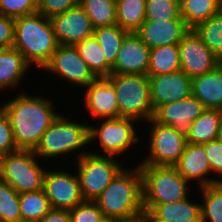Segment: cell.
Masks as SVG:
<instances>
[{"instance_id": "obj_1", "label": "cell", "mask_w": 222, "mask_h": 222, "mask_svg": "<svg viewBox=\"0 0 222 222\" xmlns=\"http://www.w3.org/2000/svg\"><path fill=\"white\" fill-rule=\"evenodd\" d=\"M54 104L41 96L30 97L20 93L0 108L8 116L17 149L34 150L43 133L59 117Z\"/></svg>"}, {"instance_id": "obj_2", "label": "cell", "mask_w": 222, "mask_h": 222, "mask_svg": "<svg viewBox=\"0 0 222 222\" xmlns=\"http://www.w3.org/2000/svg\"><path fill=\"white\" fill-rule=\"evenodd\" d=\"M50 19L40 13L15 18L14 44L31 65L43 69L58 47Z\"/></svg>"}, {"instance_id": "obj_3", "label": "cell", "mask_w": 222, "mask_h": 222, "mask_svg": "<svg viewBox=\"0 0 222 222\" xmlns=\"http://www.w3.org/2000/svg\"><path fill=\"white\" fill-rule=\"evenodd\" d=\"M103 216L130 218L143 211L142 173L139 165L122 169L95 200Z\"/></svg>"}, {"instance_id": "obj_4", "label": "cell", "mask_w": 222, "mask_h": 222, "mask_svg": "<svg viewBox=\"0 0 222 222\" xmlns=\"http://www.w3.org/2000/svg\"><path fill=\"white\" fill-rule=\"evenodd\" d=\"M142 173L143 209L187 198V183L175 167L139 165Z\"/></svg>"}, {"instance_id": "obj_5", "label": "cell", "mask_w": 222, "mask_h": 222, "mask_svg": "<svg viewBox=\"0 0 222 222\" xmlns=\"http://www.w3.org/2000/svg\"><path fill=\"white\" fill-rule=\"evenodd\" d=\"M107 79L116 90L119 117L146 121L153 117L148 75L111 73Z\"/></svg>"}, {"instance_id": "obj_6", "label": "cell", "mask_w": 222, "mask_h": 222, "mask_svg": "<svg viewBox=\"0 0 222 222\" xmlns=\"http://www.w3.org/2000/svg\"><path fill=\"white\" fill-rule=\"evenodd\" d=\"M36 156L34 150L18 149L0 157V179L18 193L43 189L46 170L35 161Z\"/></svg>"}, {"instance_id": "obj_7", "label": "cell", "mask_w": 222, "mask_h": 222, "mask_svg": "<svg viewBox=\"0 0 222 222\" xmlns=\"http://www.w3.org/2000/svg\"><path fill=\"white\" fill-rule=\"evenodd\" d=\"M59 115L43 133L40 143L34 149L37 157L50 158L80 149L89 143L88 128Z\"/></svg>"}, {"instance_id": "obj_8", "label": "cell", "mask_w": 222, "mask_h": 222, "mask_svg": "<svg viewBox=\"0 0 222 222\" xmlns=\"http://www.w3.org/2000/svg\"><path fill=\"white\" fill-rule=\"evenodd\" d=\"M82 152L77 160L81 194L84 200L95 201L123 168L112 156Z\"/></svg>"}, {"instance_id": "obj_9", "label": "cell", "mask_w": 222, "mask_h": 222, "mask_svg": "<svg viewBox=\"0 0 222 222\" xmlns=\"http://www.w3.org/2000/svg\"><path fill=\"white\" fill-rule=\"evenodd\" d=\"M150 130L149 157L139 165L174 167L187 145V138L179 134L174 127L162 125L152 118Z\"/></svg>"}, {"instance_id": "obj_10", "label": "cell", "mask_w": 222, "mask_h": 222, "mask_svg": "<svg viewBox=\"0 0 222 222\" xmlns=\"http://www.w3.org/2000/svg\"><path fill=\"white\" fill-rule=\"evenodd\" d=\"M134 121L132 118L117 117L106 119L100 128L89 125V143L98 138L106 156L119 155L139 141Z\"/></svg>"}, {"instance_id": "obj_11", "label": "cell", "mask_w": 222, "mask_h": 222, "mask_svg": "<svg viewBox=\"0 0 222 222\" xmlns=\"http://www.w3.org/2000/svg\"><path fill=\"white\" fill-rule=\"evenodd\" d=\"M181 71L191 79L212 71L221 61L202 42L194 29H190L178 43Z\"/></svg>"}, {"instance_id": "obj_12", "label": "cell", "mask_w": 222, "mask_h": 222, "mask_svg": "<svg viewBox=\"0 0 222 222\" xmlns=\"http://www.w3.org/2000/svg\"><path fill=\"white\" fill-rule=\"evenodd\" d=\"M85 88L97 77L73 45L59 44L50 62L43 68Z\"/></svg>"}, {"instance_id": "obj_13", "label": "cell", "mask_w": 222, "mask_h": 222, "mask_svg": "<svg viewBox=\"0 0 222 222\" xmlns=\"http://www.w3.org/2000/svg\"><path fill=\"white\" fill-rule=\"evenodd\" d=\"M43 189L51 208L71 210L84 201L78 175L63 171H46Z\"/></svg>"}, {"instance_id": "obj_14", "label": "cell", "mask_w": 222, "mask_h": 222, "mask_svg": "<svg viewBox=\"0 0 222 222\" xmlns=\"http://www.w3.org/2000/svg\"><path fill=\"white\" fill-rule=\"evenodd\" d=\"M205 110L201 101L193 95L171 103L159 106L152 119L162 125L172 126L186 138L190 134L194 122Z\"/></svg>"}, {"instance_id": "obj_15", "label": "cell", "mask_w": 222, "mask_h": 222, "mask_svg": "<svg viewBox=\"0 0 222 222\" xmlns=\"http://www.w3.org/2000/svg\"><path fill=\"white\" fill-rule=\"evenodd\" d=\"M50 22L58 44L73 45L92 37L94 27L89 16L80 5L53 16Z\"/></svg>"}, {"instance_id": "obj_16", "label": "cell", "mask_w": 222, "mask_h": 222, "mask_svg": "<svg viewBox=\"0 0 222 222\" xmlns=\"http://www.w3.org/2000/svg\"><path fill=\"white\" fill-rule=\"evenodd\" d=\"M153 111L159 106L192 95V79L184 72L148 75Z\"/></svg>"}, {"instance_id": "obj_17", "label": "cell", "mask_w": 222, "mask_h": 222, "mask_svg": "<svg viewBox=\"0 0 222 222\" xmlns=\"http://www.w3.org/2000/svg\"><path fill=\"white\" fill-rule=\"evenodd\" d=\"M150 50L136 32H128L121 43L111 73L147 75Z\"/></svg>"}, {"instance_id": "obj_18", "label": "cell", "mask_w": 222, "mask_h": 222, "mask_svg": "<svg viewBox=\"0 0 222 222\" xmlns=\"http://www.w3.org/2000/svg\"><path fill=\"white\" fill-rule=\"evenodd\" d=\"M190 30L184 20H145L136 33L150 48L178 44Z\"/></svg>"}, {"instance_id": "obj_19", "label": "cell", "mask_w": 222, "mask_h": 222, "mask_svg": "<svg viewBox=\"0 0 222 222\" xmlns=\"http://www.w3.org/2000/svg\"><path fill=\"white\" fill-rule=\"evenodd\" d=\"M178 173L187 181L198 180L200 187L216 184L219 179L206 178L211 172L208 157L203 145L187 143L179 161L174 166Z\"/></svg>"}, {"instance_id": "obj_20", "label": "cell", "mask_w": 222, "mask_h": 222, "mask_svg": "<svg viewBox=\"0 0 222 222\" xmlns=\"http://www.w3.org/2000/svg\"><path fill=\"white\" fill-rule=\"evenodd\" d=\"M86 88L85 102L91 115L105 119L119 117L116 90L107 78H97Z\"/></svg>"}, {"instance_id": "obj_21", "label": "cell", "mask_w": 222, "mask_h": 222, "mask_svg": "<svg viewBox=\"0 0 222 222\" xmlns=\"http://www.w3.org/2000/svg\"><path fill=\"white\" fill-rule=\"evenodd\" d=\"M192 95L205 109L222 111V62L212 71L192 78Z\"/></svg>"}, {"instance_id": "obj_22", "label": "cell", "mask_w": 222, "mask_h": 222, "mask_svg": "<svg viewBox=\"0 0 222 222\" xmlns=\"http://www.w3.org/2000/svg\"><path fill=\"white\" fill-rule=\"evenodd\" d=\"M30 64L15 48L0 49V89L15 87L25 75Z\"/></svg>"}, {"instance_id": "obj_23", "label": "cell", "mask_w": 222, "mask_h": 222, "mask_svg": "<svg viewBox=\"0 0 222 222\" xmlns=\"http://www.w3.org/2000/svg\"><path fill=\"white\" fill-rule=\"evenodd\" d=\"M222 122V111L217 109H205L203 113L191 125L187 143L205 144L218 138Z\"/></svg>"}, {"instance_id": "obj_24", "label": "cell", "mask_w": 222, "mask_h": 222, "mask_svg": "<svg viewBox=\"0 0 222 222\" xmlns=\"http://www.w3.org/2000/svg\"><path fill=\"white\" fill-rule=\"evenodd\" d=\"M151 211L170 222H202V206L188 201V197L181 201L155 205Z\"/></svg>"}, {"instance_id": "obj_25", "label": "cell", "mask_w": 222, "mask_h": 222, "mask_svg": "<svg viewBox=\"0 0 222 222\" xmlns=\"http://www.w3.org/2000/svg\"><path fill=\"white\" fill-rule=\"evenodd\" d=\"M222 10V0H180V15L190 29Z\"/></svg>"}, {"instance_id": "obj_26", "label": "cell", "mask_w": 222, "mask_h": 222, "mask_svg": "<svg viewBox=\"0 0 222 222\" xmlns=\"http://www.w3.org/2000/svg\"><path fill=\"white\" fill-rule=\"evenodd\" d=\"M178 44L154 47L150 50L147 75L169 74L180 71Z\"/></svg>"}, {"instance_id": "obj_27", "label": "cell", "mask_w": 222, "mask_h": 222, "mask_svg": "<svg viewBox=\"0 0 222 222\" xmlns=\"http://www.w3.org/2000/svg\"><path fill=\"white\" fill-rule=\"evenodd\" d=\"M146 0H116V23L128 32H136L145 21Z\"/></svg>"}, {"instance_id": "obj_28", "label": "cell", "mask_w": 222, "mask_h": 222, "mask_svg": "<svg viewBox=\"0 0 222 222\" xmlns=\"http://www.w3.org/2000/svg\"><path fill=\"white\" fill-rule=\"evenodd\" d=\"M75 47L97 78H107L111 74L112 66L106 61L94 36L82 40Z\"/></svg>"}, {"instance_id": "obj_29", "label": "cell", "mask_w": 222, "mask_h": 222, "mask_svg": "<svg viewBox=\"0 0 222 222\" xmlns=\"http://www.w3.org/2000/svg\"><path fill=\"white\" fill-rule=\"evenodd\" d=\"M22 221L39 222L51 209L44 189L19 193Z\"/></svg>"}, {"instance_id": "obj_30", "label": "cell", "mask_w": 222, "mask_h": 222, "mask_svg": "<svg viewBox=\"0 0 222 222\" xmlns=\"http://www.w3.org/2000/svg\"><path fill=\"white\" fill-rule=\"evenodd\" d=\"M79 5L89 16L95 28L116 23V0H80Z\"/></svg>"}, {"instance_id": "obj_31", "label": "cell", "mask_w": 222, "mask_h": 222, "mask_svg": "<svg viewBox=\"0 0 222 222\" xmlns=\"http://www.w3.org/2000/svg\"><path fill=\"white\" fill-rule=\"evenodd\" d=\"M128 31L118 24L113 26L98 27L94 29L93 36L101 46L106 61L113 66L123 39Z\"/></svg>"}, {"instance_id": "obj_32", "label": "cell", "mask_w": 222, "mask_h": 222, "mask_svg": "<svg viewBox=\"0 0 222 222\" xmlns=\"http://www.w3.org/2000/svg\"><path fill=\"white\" fill-rule=\"evenodd\" d=\"M194 30L202 42L222 62V10L197 25Z\"/></svg>"}, {"instance_id": "obj_33", "label": "cell", "mask_w": 222, "mask_h": 222, "mask_svg": "<svg viewBox=\"0 0 222 222\" xmlns=\"http://www.w3.org/2000/svg\"><path fill=\"white\" fill-rule=\"evenodd\" d=\"M200 188L204 202L202 222H222V182Z\"/></svg>"}, {"instance_id": "obj_34", "label": "cell", "mask_w": 222, "mask_h": 222, "mask_svg": "<svg viewBox=\"0 0 222 222\" xmlns=\"http://www.w3.org/2000/svg\"><path fill=\"white\" fill-rule=\"evenodd\" d=\"M22 221L19 193L0 179V222Z\"/></svg>"}, {"instance_id": "obj_35", "label": "cell", "mask_w": 222, "mask_h": 222, "mask_svg": "<svg viewBox=\"0 0 222 222\" xmlns=\"http://www.w3.org/2000/svg\"><path fill=\"white\" fill-rule=\"evenodd\" d=\"M145 20H183L180 15V0H146Z\"/></svg>"}, {"instance_id": "obj_36", "label": "cell", "mask_w": 222, "mask_h": 222, "mask_svg": "<svg viewBox=\"0 0 222 222\" xmlns=\"http://www.w3.org/2000/svg\"><path fill=\"white\" fill-rule=\"evenodd\" d=\"M37 13V0H0V14L17 18Z\"/></svg>"}, {"instance_id": "obj_37", "label": "cell", "mask_w": 222, "mask_h": 222, "mask_svg": "<svg viewBox=\"0 0 222 222\" xmlns=\"http://www.w3.org/2000/svg\"><path fill=\"white\" fill-rule=\"evenodd\" d=\"M71 222H99L103 217L102 211L95 201L84 200L69 210Z\"/></svg>"}, {"instance_id": "obj_38", "label": "cell", "mask_w": 222, "mask_h": 222, "mask_svg": "<svg viewBox=\"0 0 222 222\" xmlns=\"http://www.w3.org/2000/svg\"><path fill=\"white\" fill-rule=\"evenodd\" d=\"M80 0H37V12L48 19L79 5Z\"/></svg>"}, {"instance_id": "obj_39", "label": "cell", "mask_w": 222, "mask_h": 222, "mask_svg": "<svg viewBox=\"0 0 222 222\" xmlns=\"http://www.w3.org/2000/svg\"><path fill=\"white\" fill-rule=\"evenodd\" d=\"M16 150L10 120L0 108V157Z\"/></svg>"}, {"instance_id": "obj_40", "label": "cell", "mask_w": 222, "mask_h": 222, "mask_svg": "<svg viewBox=\"0 0 222 222\" xmlns=\"http://www.w3.org/2000/svg\"><path fill=\"white\" fill-rule=\"evenodd\" d=\"M202 145L208 157L211 172L220 173L219 175L222 176V143L216 139Z\"/></svg>"}, {"instance_id": "obj_41", "label": "cell", "mask_w": 222, "mask_h": 222, "mask_svg": "<svg viewBox=\"0 0 222 222\" xmlns=\"http://www.w3.org/2000/svg\"><path fill=\"white\" fill-rule=\"evenodd\" d=\"M15 18L0 14V49L14 44Z\"/></svg>"}, {"instance_id": "obj_42", "label": "cell", "mask_w": 222, "mask_h": 222, "mask_svg": "<svg viewBox=\"0 0 222 222\" xmlns=\"http://www.w3.org/2000/svg\"><path fill=\"white\" fill-rule=\"evenodd\" d=\"M39 222H71L69 210L51 208Z\"/></svg>"}, {"instance_id": "obj_43", "label": "cell", "mask_w": 222, "mask_h": 222, "mask_svg": "<svg viewBox=\"0 0 222 222\" xmlns=\"http://www.w3.org/2000/svg\"><path fill=\"white\" fill-rule=\"evenodd\" d=\"M120 222H147V209L133 217L120 219Z\"/></svg>"}, {"instance_id": "obj_44", "label": "cell", "mask_w": 222, "mask_h": 222, "mask_svg": "<svg viewBox=\"0 0 222 222\" xmlns=\"http://www.w3.org/2000/svg\"><path fill=\"white\" fill-rule=\"evenodd\" d=\"M147 222H170L168 219H163L156 216L151 210H147Z\"/></svg>"}, {"instance_id": "obj_45", "label": "cell", "mask_w": 222, "mask_h": 222, "mask_svg": "<svg viewBox=\"0 0 222 222\" xmlns=\"http://www.w3.org/2000/svg\"><path fill=\"white\" fill-rule=\"evenodd\" d=\"M99 222H120V219L116 217L103 216Z\"/></svg>"}, {"instance_id": "obj_46", "label": "cell", "mask_w": 222, "mask_h": 222, "mask_svg": "<svg viewBox=\"0 0 222 222\" xmlns=\"http://www.w3.org/2000/svg\"><path fill=\"white\" fill-rule=\"evenodd\" d=\"M217 140H219L222 143V122H221V125H220V130H219V133H218Z\"/></svg>"}]
</instances>
